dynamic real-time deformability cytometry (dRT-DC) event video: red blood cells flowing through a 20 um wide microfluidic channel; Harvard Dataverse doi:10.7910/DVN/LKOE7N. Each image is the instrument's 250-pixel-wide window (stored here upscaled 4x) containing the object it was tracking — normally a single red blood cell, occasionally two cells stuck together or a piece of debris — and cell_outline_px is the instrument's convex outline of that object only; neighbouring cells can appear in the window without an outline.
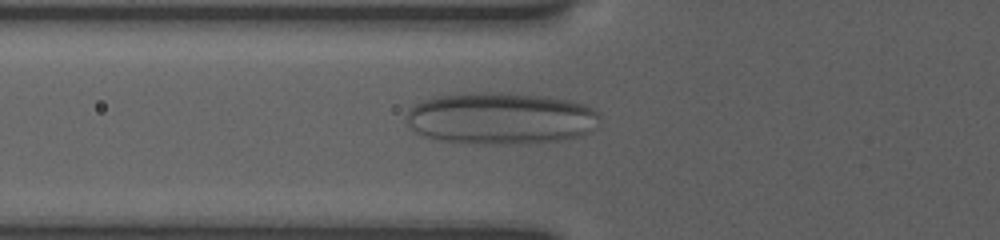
{"species": "human", "species_latin": "Homo sapiens", "temperature_condition": "room temperature", "stored_images_in_passage": 2, "camera_frame_rate_fps": 3000, "um_per_image_px": 0.085, "donor": {"sex": "female"}, "frame": {"image": 1, "passage_image": 2, "time_ms": 1.0, "image_size_px": [1000, 240], "cell_outline_px": [[600, 116], [584, 132], [576, 136], [560, 140], [500, 144], [496, 144], [444, 140], [424, 136], [416, 132], [408, 124], [408, 112], [416, 104], [424, 100], [436, 96], [464, 92], [500, 92], [548, 96], [568, 100], [584, 104], [600, 112]], "centroid_in_image_um": [42.52, 10.02], "position_along_channel_um": 83.3, "area_um2": 57.57}}